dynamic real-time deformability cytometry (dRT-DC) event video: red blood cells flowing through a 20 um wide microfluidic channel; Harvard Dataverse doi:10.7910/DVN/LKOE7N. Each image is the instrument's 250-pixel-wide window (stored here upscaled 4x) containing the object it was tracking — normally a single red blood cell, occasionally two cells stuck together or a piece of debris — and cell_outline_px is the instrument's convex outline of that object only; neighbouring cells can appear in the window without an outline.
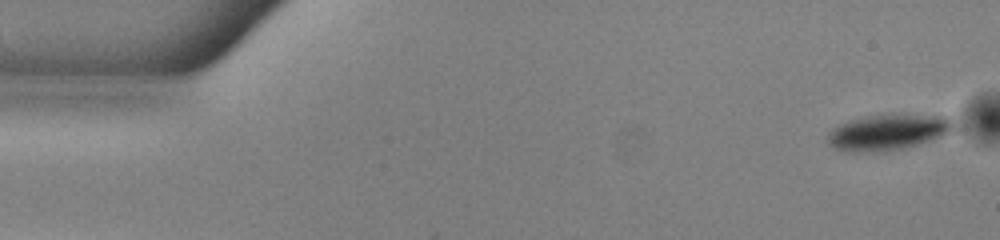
{"species": "common noctule bat (a hibernating species)", "species_latin": "Nyctalus noctula", "temperature_condition": "warm", "stored_images_in_passage": 52, "camera_frame_rate_fps": 3000, "um_per_image_px": 0.085, "animal": {"sex": "male", "body_mass_g": 13.0, "forearm_length_mm": 53.1}, "frame": {"image": 1, "passage_image": 1, "time_ms": 0.0, "image_size_px": [1000, 240], "cell_outline_px": [[956, 128], [952, 132], [916, 144], [884, 152], [844, 152], [828, 144], [828, 132], [832, 128], [840, 124], [852, 120], [868, 116], [892, 112], [948, 116], [952, 120]], "centroid_in_image_um": [75.49, 11.2], "position_along_channel_um": 9.5, "area_um2": 26.76}}
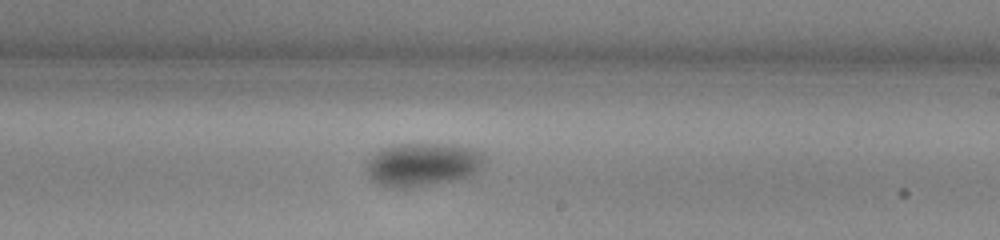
{"frame": {"image": 2, "passage_image": 30, "time_ms": 9.667, "image_size_px": [1000, 240], "cell_outline_px": [[488, 160], [476, 172], [460, 180], [428, 184], [392, 188], [376, 184], [368, 176], [364, 164], [380, 148], [392, 144], [452, 144], [472, 148], [480, 152]], "centroid_in_image_um": [35.91, 13.97], "position_along_channel_um": 253.1, "area_um2": 30.11}}
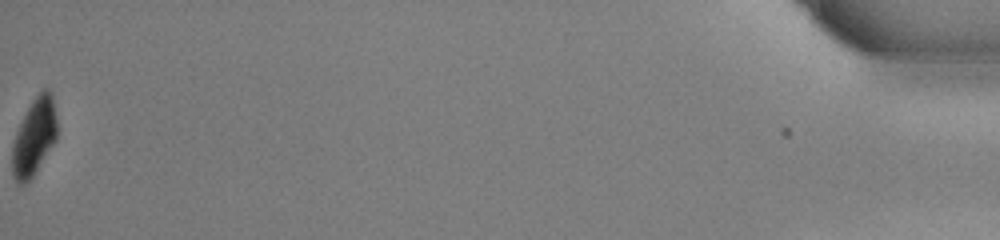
{"frame": {"image": 3, "passage_image": 52, "time_ms": 17.0, "image_size_px": [1000, 240], "cell_outline_px": [[56, 140], [32, 176], [24, 184], [20, 184], [12, 176], [12, 148], [16, 132], [32, 100], [44, 88], [48, 88], [52, 96], [56, 120]], "centroid_in_image_um": [2.89, 11.64], "position_along_channel_um": 432.3, "area_um2": 19.59}, "authors_computed_cell_mechanics": {"area_um2": 27.8018, "velocity_mm_per_s": 3.8913, "shape_relaxation_time_tau1_ms": 1.3514, "shape_relaxation_time_tau2_ms": null, "deformation_change_tau1": 0.0616, "deformation_change_tau2": null}}